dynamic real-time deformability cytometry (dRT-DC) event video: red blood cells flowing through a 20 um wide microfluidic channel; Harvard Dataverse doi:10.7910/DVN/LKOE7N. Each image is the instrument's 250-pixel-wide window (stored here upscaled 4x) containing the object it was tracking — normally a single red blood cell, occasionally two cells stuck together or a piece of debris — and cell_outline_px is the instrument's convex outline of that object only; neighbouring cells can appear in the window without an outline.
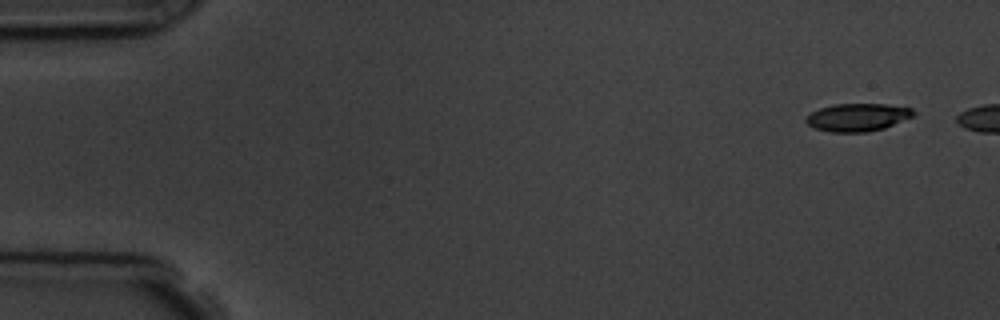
{"species": "common noctule bat (a hibernating species)", "species_latin": "Nyctalus noctula", "temperature_condition": "room temperature", "stored_images_in_passage": 6, "segment_of_instrument_passage": [2, 2], "camera_frame_rate_fps": 3000, "um_per_image_px": 0.085, "animal": {"sex": "male", "body_mass_g": 19.5, "forearm_length_mm": 54.6}, "frame": {"image": 1, "passage_image": 6, "time_ms": 6.667, "image_size_px": [1000, 320], "cell_outline_px": [[916, 112], [912, 116], [884, 128], [864, 132], [832, 132], [816, 128], [808, 124], [804, 120], [812, 112], [820, 108], [832, 104], [888, 104], [912, 108]], "centroid_in_image_um": [72.9, 9.96], "position_along_channel_um": 12.1, "area_um2": 17.22}}